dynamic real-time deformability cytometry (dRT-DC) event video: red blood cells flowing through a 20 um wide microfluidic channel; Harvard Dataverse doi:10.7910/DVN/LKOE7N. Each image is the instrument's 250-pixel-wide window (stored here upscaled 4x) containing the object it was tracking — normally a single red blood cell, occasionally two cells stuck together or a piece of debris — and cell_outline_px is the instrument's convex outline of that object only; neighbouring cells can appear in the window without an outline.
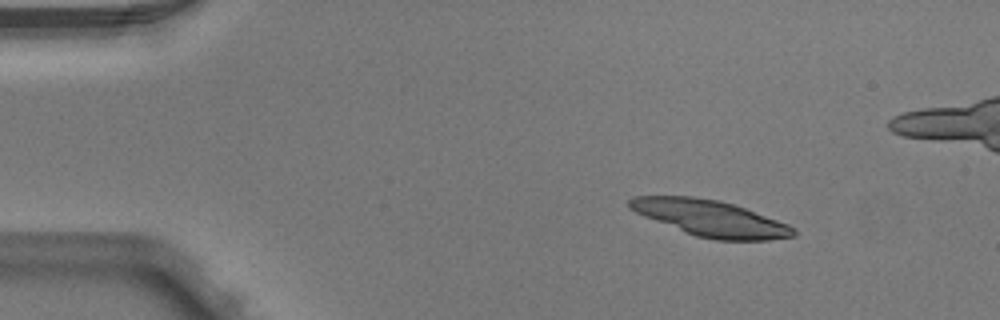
{"species": "Egyptian fruit bat (a non-hibernating species)", "species_latin": "Rousettus aegyptiacus", "temperature_condition": "warm", "stored_images_in_passage": 5, "camera_frame_rate_fps": 3000, "um_per_image_px": 0.085, "animal": {"sex": "male"}, "frame": {"image": 1, "passage_image": 2, "time_ms": 0.333, "image_size_px": [1000, 320], "cell_outline_px": [[796, 236], [768, 240], [716, 240], [696, 236], [644, 216], [628, 208], [628, 200], [632, 196], [692, 196], [720, 200], [736, 204], [788, 224], [796, 228]], "centroid_in_image_um": [60.41, 18.54], "position_along_channel_um": 24.6, "area_um2": 34.56}}
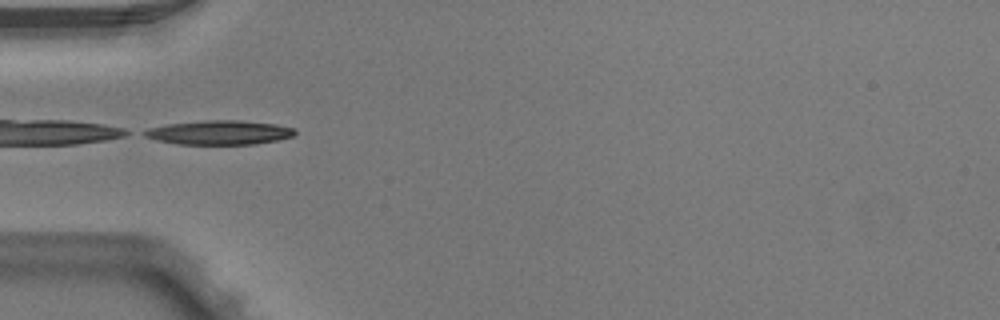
{"frame": {"image": 2, "passage_image": 5, "time_ms": 1.333, "image_size_px": [1000, 320], "cell_outline_px": [[296, 132], [292, 136], [276, 140], [252, 144], [176, 144], [156, 140], [144, 136], [140, 132], [148, 128], [168, 124], [204, 120], [240, 120], [276, 124], [296, 128]], "centroid_in_image_um": [18.61, 11.26], "position_along_channel_um": 66.4, "area_um2": 21.27}}